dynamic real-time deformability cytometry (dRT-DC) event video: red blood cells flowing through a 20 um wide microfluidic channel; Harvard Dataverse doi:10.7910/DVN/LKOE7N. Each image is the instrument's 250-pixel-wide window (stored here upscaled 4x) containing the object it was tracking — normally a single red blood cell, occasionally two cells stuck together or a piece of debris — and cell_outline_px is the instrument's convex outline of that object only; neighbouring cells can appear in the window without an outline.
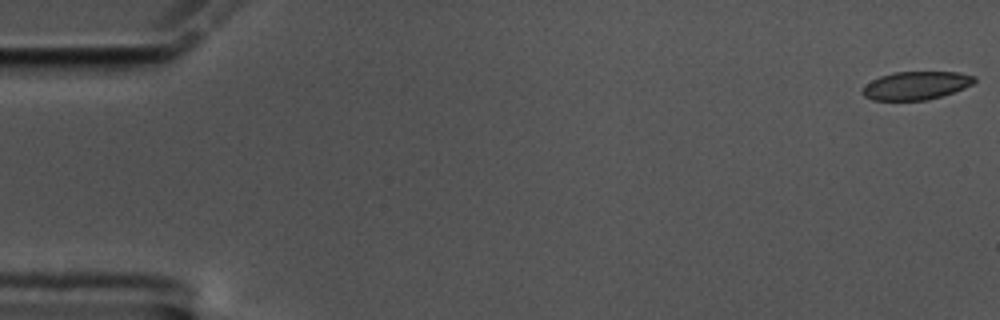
{"species": "common noctule bat (a hibernating species)", "species_latin": "Nyctalus noctula", "temperature_condition": "cold", "stored_images_in_passage": 17, "camera_frame_rate_fps": 3000, "um_per_image_px": 0.085, "animal": {"sex": "male", "body_mass_g": 17.5, "forearm_length_mm": 52.3}, "frame": {"image": 1, "passage_image": 1, "time_ms": 0.0, "image_size_px": [1000, 320], "cell_outline_px": [[976, 80], [972, 84], [964, 88], [928, 100], [872, 100], [864, 96], [860, 92], [860, 88], [872, 80], [880, 76], [892, 72], [960, 72], [976, 76]], "centroid_in_image_um": [77.83, 7.26], "position_along_channel_um": 7.2, "area_um2": 18.5}}
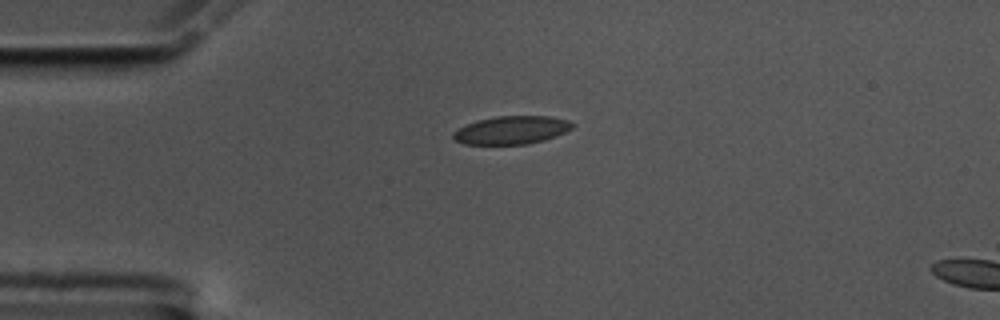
{"frame": {"image": 2, "passage_image": 14, "time_ms": 4.333, "image_size_px": [1000, 320], "cell_outline_px": [[576, 124], [572, 128], [556, 136], [544, 140], [528, 144], [464, 144], [456, 140], [452, 136], [452, 132], [476, 120], [496, 116], [548, 116], [568, 120]], "centroid_in_image_um": [43.5, 11.05], "position_along_channel_um": 41.5, "area_um2": 19.48}}